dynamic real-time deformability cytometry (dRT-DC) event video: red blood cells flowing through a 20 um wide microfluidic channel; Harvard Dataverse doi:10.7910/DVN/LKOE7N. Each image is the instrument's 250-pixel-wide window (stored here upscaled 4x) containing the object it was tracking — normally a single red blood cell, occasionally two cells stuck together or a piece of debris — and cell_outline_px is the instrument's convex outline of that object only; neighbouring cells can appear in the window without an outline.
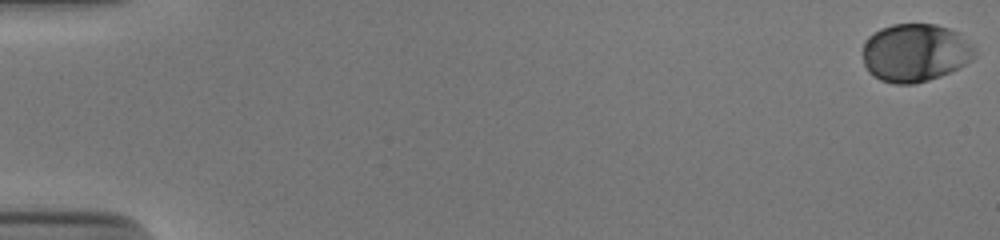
{"species": "human", "species_latin": "Homo sapiens", "temperature_condition": "cold", "stored_images_in_passage": 54, "camera_frame_rate_fps": 3000, "um_per_image_px": 0.085, "donor": {"sex": "male"}, "frame": {"image": 1, "passage_image": 1, "time_ms": 0.0, "image_size_px": [1000, 240], "cell_outline_px": [[976, 56], [972, 60], [940, 76], [928, 80], [912, 84], [896, 84], [880, 80], [868, 72], [864, 64], [864, 40], [872, 32], [880, 28], [892, 24], [936, 24], [948, 28], [956, 32], [972, 44], [976, 48]], "centroid_in_image_um": [77.77, 4.47], "position_along_channel_um": 7.2, "area_um2": 37.97}}
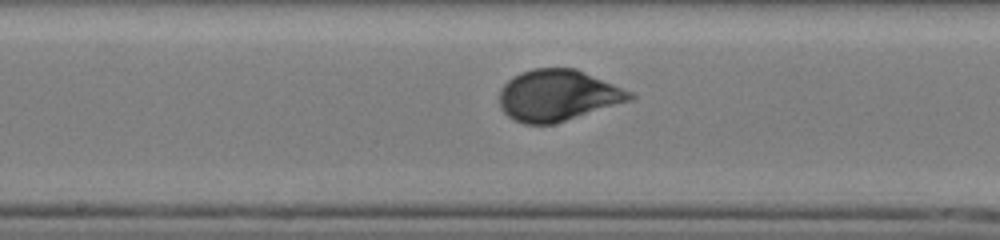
{"frame": {"image": 2, "passage_image": 30, "time_ms": 9.667, "image_size_px": [1000, 240], "cell_outline_px": [[636, 96], [632, 100], [552, 124], [524, 124], [508, 116], [500, 108], [500, 88], [512, 76], [520, 72], [532, 68], [576, 68], [632, 92]], "centroid_in_image_um": [47.39, 8.09], "position_along_channel_um": 200.8, "area_um2": 38.84}}
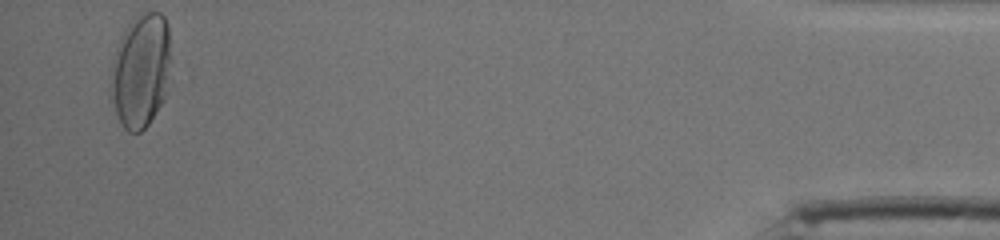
{"frame": {"image": 3, "passage_image": 53, "time_ms": 17.333, "image_size_px": [1000, 240], "cell_outline_px": [[168, 60], [164, 100], [148, 124], [140, 132], [128, 132], [124, 128], [108, 96], [108, 88], [112, 60], [120, 36], [124, 28], [136, 16], [144, 12], [160, 12], [164, 16], [168, 24]], "centroid_in_image_um": [11.89, 6.01], "position_along_channel_um": 423.3, "area_um2": 39.88}, "authors_computed_cell_mechanics": {"area_um2": 37.8012, "velocity_mm_per_s": 3.8508, "shape_relaxation_time_tau1_ms": 3.2167, "shape_relaxation_time_tau2_ms": null, "deformation_change_tau1": 0.1288, "deformation_change_tau2": null}}